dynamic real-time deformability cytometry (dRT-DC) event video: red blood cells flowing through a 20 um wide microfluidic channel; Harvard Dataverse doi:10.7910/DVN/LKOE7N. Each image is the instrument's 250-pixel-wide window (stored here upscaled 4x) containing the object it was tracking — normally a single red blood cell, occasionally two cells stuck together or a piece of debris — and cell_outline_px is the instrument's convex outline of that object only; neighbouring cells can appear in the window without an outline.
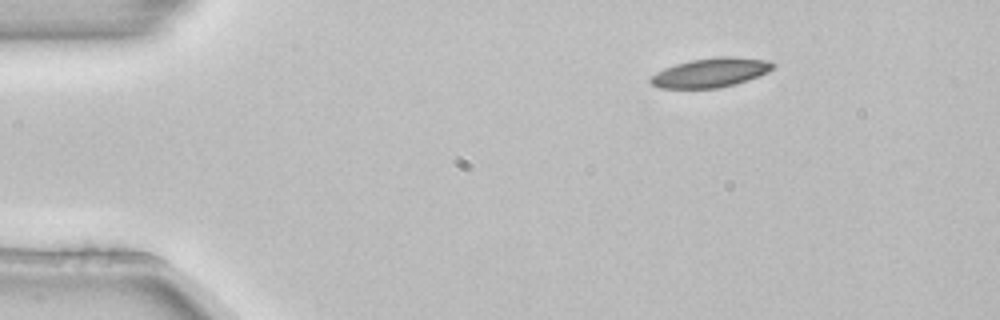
{"species": "common noctule bat (a hibernating species)", "species_latin": "Nyctalus noctula", "temperature_condition": "room temperature", "stored_images_in_passage": 2, "camera_frame_rate_fps": 3000, "um_per_image_px": 0.085, "animal": {"sex": "female", "body_mass_g": 22.7, "forearm_length_mm": 54.2}, "frame": {"image": 1, "passage_image": 1, "time_ms": 0.0, "image_size_px": [1000, 320], "cell_outline_px": [[776, 64], [768, 72], [748, 80], [736, 84], [720, 88], [660, 88], [652, 84], [648, 80], [656, 72], [664, 68], [676, 64], [692, 60], [720, 56], [732, 56], [768, 60]], "centroid_in_image_um": [60.42, 6.17], "position_along_channel_um": 24.6, "area_um2": 20.87}}
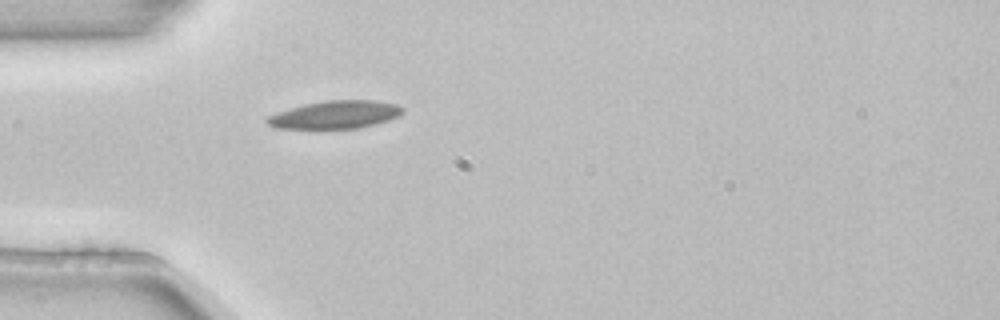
{"frame": {"image": 2, "passage_image": 2, "time_ms": 0.333, "image_size_px": [1000, 320], "cell_outline_px": [[404, 112], [400, 116], [388, 120], [360, 128], [276, 128], [268, 124], [264, 120], [268, 116], [276, 112], [304, 104], [324, 100], [376, 100], [396, 104], [404, 108]], "centroid_in_image_um": [28.51, 9.74], "position_along_channel_um": 56.5, "area_um2": 22.08}}